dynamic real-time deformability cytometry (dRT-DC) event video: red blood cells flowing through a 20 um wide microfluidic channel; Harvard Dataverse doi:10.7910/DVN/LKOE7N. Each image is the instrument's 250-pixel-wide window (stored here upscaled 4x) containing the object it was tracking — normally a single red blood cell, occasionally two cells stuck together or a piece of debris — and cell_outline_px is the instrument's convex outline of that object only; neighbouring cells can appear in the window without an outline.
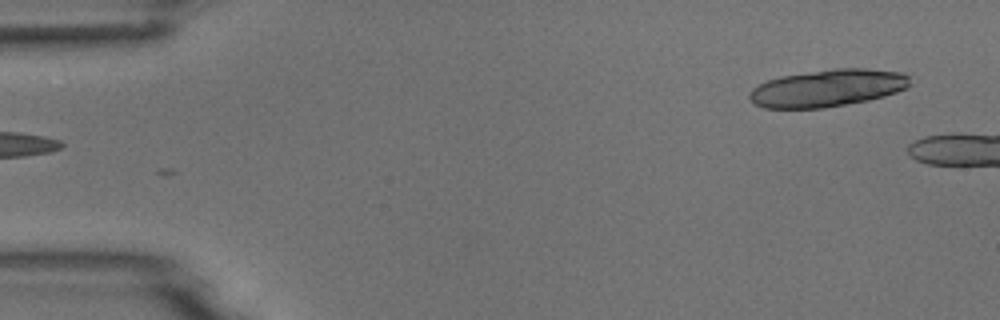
{"species": "common noctule bat (a hibernating species)", "species_latin": "Nyctalus noctula", "temperature_condition": "room temperature", "stored_images_in_passage": 6, "segment_of_instrument_passage": [2, 2], "camera_frame_rate_fps": 3000, "um_per_image_px": 0.085, "animal": {"sex": "male", "body_mass_g": 18.8}, "frame": {"image": 1, "passage_image": 6, "time_ms": 6.0, "image_size_px": [1000, 320], "cell_outline_px": [[908, 84], [904, 88], [896, 92], [884, 96], [868, 100], [824, 108], [764, 108], [756, 104], [748, 96], [748, 92], [752, 88], [768, 80], [780, 76], [836, 68], [868, 68], [904, 72], [908, 76]], "centroid_in_image_um": [70.33, 7.48], "position_along_channel_um": 14.7, "area_um2": 34.68}}